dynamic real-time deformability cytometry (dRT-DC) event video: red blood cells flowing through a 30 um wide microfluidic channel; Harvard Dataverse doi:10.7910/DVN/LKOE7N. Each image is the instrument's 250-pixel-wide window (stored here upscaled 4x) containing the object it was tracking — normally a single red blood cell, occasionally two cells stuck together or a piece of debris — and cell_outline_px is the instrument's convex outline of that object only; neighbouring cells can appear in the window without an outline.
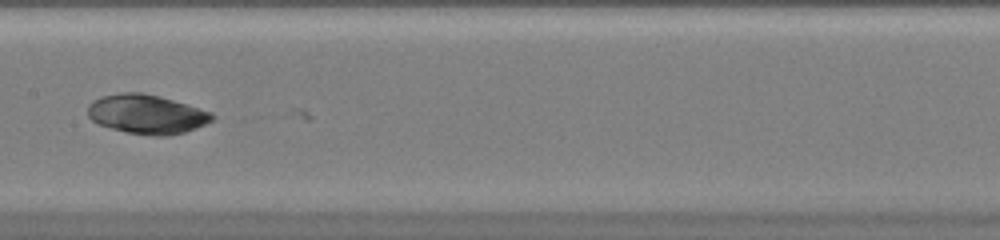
{"species": "common noctule bat (a hibernating species)", "species_latin": "Nyctalus noctula", "temperature_condition": "warm", "stored_images_in_passage": 45, "camera_frame_rate_fps": 3000, "um_per_image_px": 0.085, "animal": {"sex": "female", "body_mass_g": 20.0, "forearm_length_mm": 54.0}, "frame": {"image": 1, "passage_image": 27, "time_ms": 8.667, "image_size_px": [1000, 240], "cell_outline_px": [[212, 120], [204, 124], [184, 132], [168, 136], [156, 136], [128, 132], [112, 128], [100, 124], [92, 120], [88, 116], [88, 104], [100, 96], [120, 92], [144, 92], [160, 96], [212, 112]], "centroid_in_image_um": [12.44, 9.69], "position_along_channel_um": 195.0, "area_um2": 28.21}}
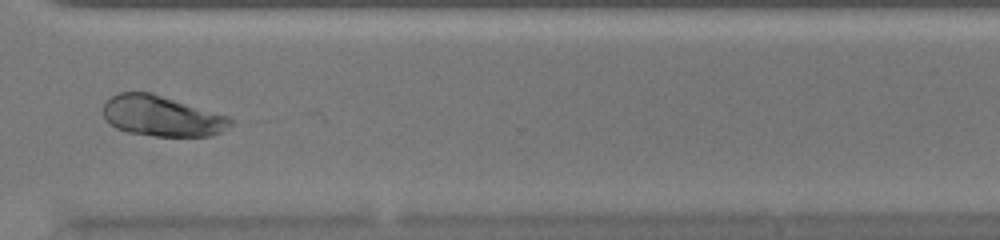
{"frame": {"image": 2, "passage_image": 39, "time_ms": 12.667, "image_size_px": [1000, 240], "cell_outline_px": [[232, 124], [220, 132], [212, 136], [152, 136], [128, 132], [116, 128], [104, 116], [104, 104], [112, 96], [120, 92], [152, 92], [228, 116], [232, 120]], "centroid_in_image_um": [13.77, 9.86], "position_along_channel_um": 356.8, "area_um2": 29.88}}
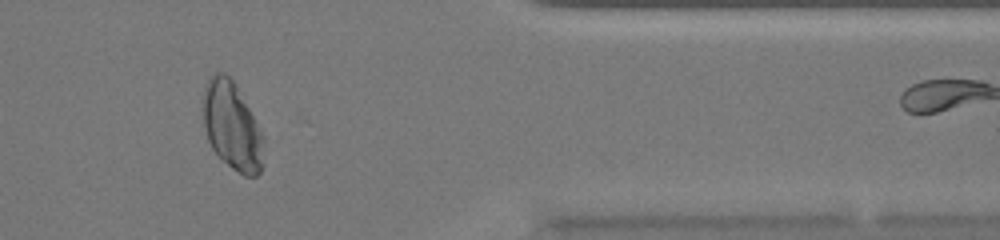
{"frame": {"image": 3, "passage_image": 43, "time_ms": 14.0, "image_size_px": [1000, 240], "cell_outline_px": [[264, 164], [260, 172], [256, 176], [244, 176], [232, 168], [212, 148], [208, 140], [204, 128], [204, 88], [212, 72], [224, 72], [232, 80], [260, 128], [264, 136]], "centroid_in_image_um": [19.75, 10.74], "position_along_channel_um": 391.7, "area_um2": 30.81}}